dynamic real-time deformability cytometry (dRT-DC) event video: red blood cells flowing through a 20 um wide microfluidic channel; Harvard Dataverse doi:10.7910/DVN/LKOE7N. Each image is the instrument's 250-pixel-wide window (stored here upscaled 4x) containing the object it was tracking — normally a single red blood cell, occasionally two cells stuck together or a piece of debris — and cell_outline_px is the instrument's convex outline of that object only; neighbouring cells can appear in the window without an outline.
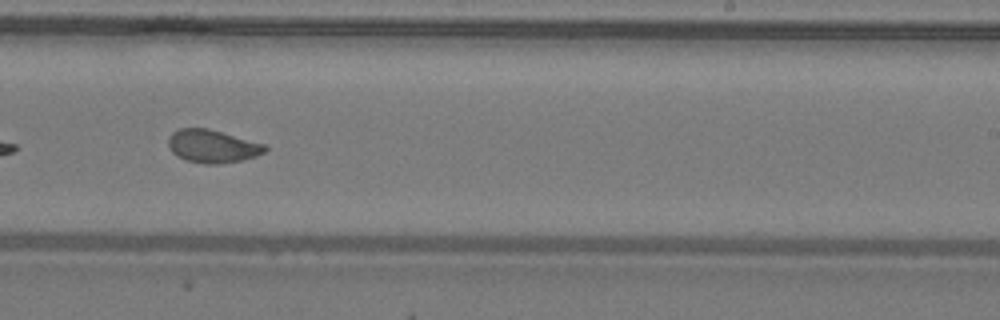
{"species": "common noctule bat (a hibernating species)", "species_latin": "Nyctalus noctula", "temperature_condition": "warm", "stored_images_in_passage": 35, "camera_frame_rate_fps": 3000, "um_per_image_px": 0.085, "animal": {"sex": "male", "body_mass_g": 19.2, "forearm_length_mm": 51.8}, "frame": {"image": 1, "passage_image": 16, "time_ms": 5.0, "image_size_px": [1000, 320], "cell_outline_px": [[268, 148], [264, 152], [256, 156], [240, 160], [220, 164], [204, 164], [188, 160], [176, 156], [168, 148], [168, 136], [172, 132], [180, 128], [208, 128], [264, 144]], "centroid_in_image_um": [18.01, 12.43], "position_along_channel_um": 271.0, "area_um2": 18.55}, "authors_computed_cell_mechanics": {"area_um2": 18.6116, "velocity_mm_per_s": 4.2915, "shape_relaxation_time_tau1_ms": 8.4489, "shape_relaxation_time_tau2_ms": 1.0887, "deformation_change_tau1": 0.1606, "deformation_change_tau2": 0.0544}}